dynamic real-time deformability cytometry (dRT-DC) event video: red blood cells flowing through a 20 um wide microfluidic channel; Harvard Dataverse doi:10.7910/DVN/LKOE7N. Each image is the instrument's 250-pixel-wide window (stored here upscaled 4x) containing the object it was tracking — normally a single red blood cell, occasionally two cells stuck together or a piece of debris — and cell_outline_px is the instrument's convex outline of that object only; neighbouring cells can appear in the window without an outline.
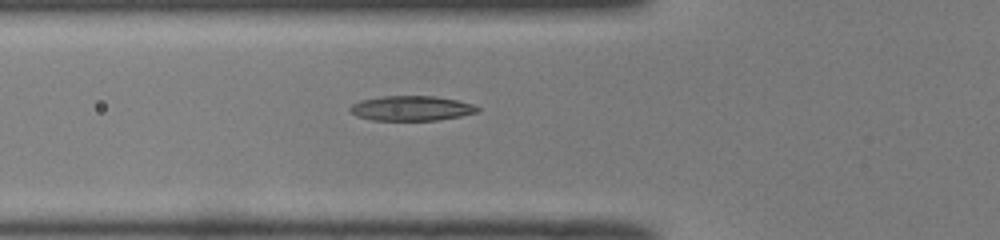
{"species": "common noctule bat (a hibernating species)", "species_latin": "Nyctalus noctula", "temperature_condition": "room temperature", "stored_images_in_passage": 12, "camera_frame_rate_fps": 3000, "um_per_image_px": 0.085, "animal": {"sex": "male", "body_mass_g": 19.0, "forearm_length_mm": 50.8}, "frame": {"image": 1, "passage_image": 9, "time_ms": 2.667, "image_size_px": [1000, 240], "cell_outline_px": [[480, 112], [460, 116], [436, 120], [372, 120], [356, 116], [348, 108], [352, 104], [360, 100], [380, 96], [436, 96], [456, 100], [472, 104], [480, 108]], "centroid_in_image_um": [34.96, 9.2], "position_along_channel_um": 90.8, "area_um2": 18.5}}
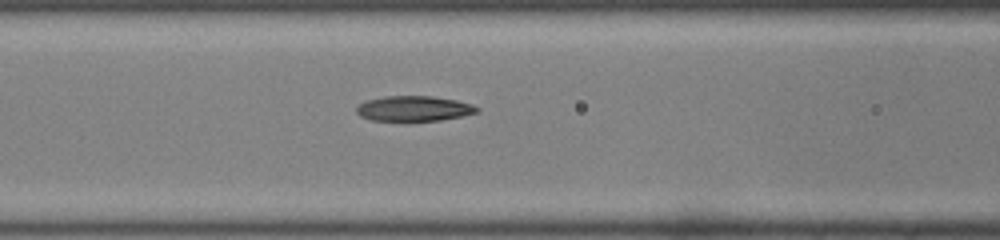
{"frame": {"image": 2, "passage_image": 12, "time_ms": 3.667, "image_size_px": [1000, 240], "cell_outline_px": [[480, 108], [476, 112], [460, 116], [440, 120], [372, 120], [360, 116], [356, 112], [356, 108], [360, 104], [368, 100], [384, 96], [432, 96], [456, 100], [472, 104]], "centroid_in_image_um": [35.17, 9.21], "position_along_channel_um": 131.4, "area_um2": 17.4}}